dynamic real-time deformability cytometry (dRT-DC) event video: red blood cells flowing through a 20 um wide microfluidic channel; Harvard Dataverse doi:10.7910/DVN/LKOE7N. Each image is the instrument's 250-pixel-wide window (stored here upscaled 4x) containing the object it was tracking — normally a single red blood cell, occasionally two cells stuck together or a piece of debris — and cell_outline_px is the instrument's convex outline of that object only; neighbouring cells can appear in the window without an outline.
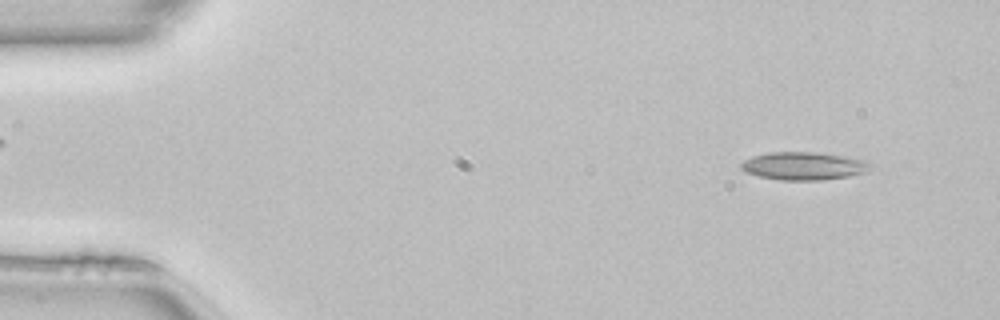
{"species": "common noctule bat (a hibernating species)", "species_latin": "Nyctalus noctula", "temperature_condition": "room temperature", "stored_images_in_passage": 48, "camera_frame_rate_fps": 3000, "um_per_image_px": 0.085, "animal": {"sex": "female", "body_mass_g": 22.7, "forearm_length_mm": 54.2}, "frame": {"image": 1, "passage_image": 3, "time_ms": 0.667, "image_size_px": [1000, 320], "cell_outline_px": [[876, 164], [868, 172], [848, 176], [820, 180], [780, 180], [760, 176], [748, 172], [740, 168], [740, 164], [744, 160], [752, 156], [768, 152], [820, 152], [868, 160]], "centroid_in_image_um": [68.4, 14.09], "position_along_channel_um": 16.6, "area_um2": 21.33}}
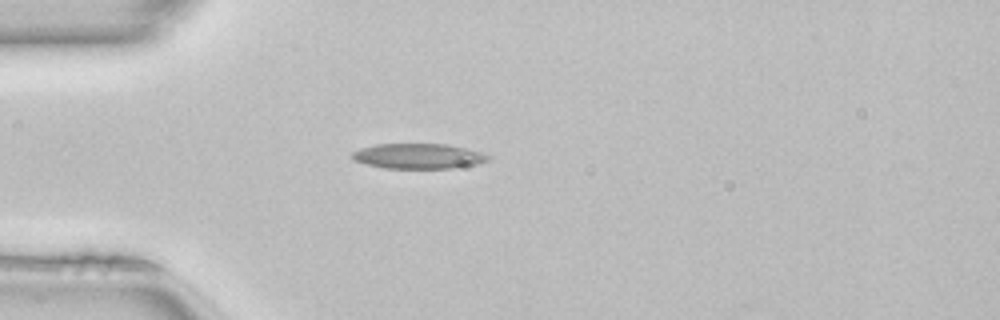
{"frame": {"image": 2, "passage_image": 12, "time_ms": 3.667, "image_size_px": [1000, 320], "cell_outline_px": [[492, 156], [488, 160], [476, 164], [452, 168], [384, 168], [368, 164], [356, 160], [352, 156], [352, 152], [360, 148], [376, 144], [448, 144], [468, 148]], "centroid_in_image_um": [35.6, 13.26], "position_along_channel_um": 49.4, "area_um2": 19.83}}
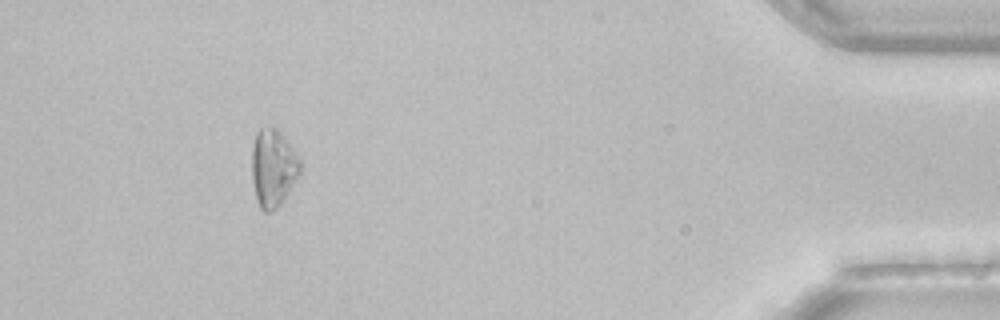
{"frame": {"image": 3, "passage_image": 44, "time_ms": 14.333, "image_size_px": [1000, 320], "cell_outline_px": [[304, 168], [280, 204], [272, 212], [264, 212], [260, 208], [256, 200], [252, 180], [252, 148], [256, 132], [260, 128], [272, 124], [280, 128], [304, 164]], "centroid_in_image_um": [23.24, 14.21], "position_along_channel_um": 412.0, "area_um2": 22.66}, "authors_computed_cell_mechanics": {"area_um2": 19.5653, "velocity_mm_per_s": 4.108, "shape_relaxation_time_tau1_ms": 7.5604, "shape_relaxation_time_tau2_ms": 8.1091, "deformation_change_tau1": 0.1622, "deformation_change_tau2": 0.214}}